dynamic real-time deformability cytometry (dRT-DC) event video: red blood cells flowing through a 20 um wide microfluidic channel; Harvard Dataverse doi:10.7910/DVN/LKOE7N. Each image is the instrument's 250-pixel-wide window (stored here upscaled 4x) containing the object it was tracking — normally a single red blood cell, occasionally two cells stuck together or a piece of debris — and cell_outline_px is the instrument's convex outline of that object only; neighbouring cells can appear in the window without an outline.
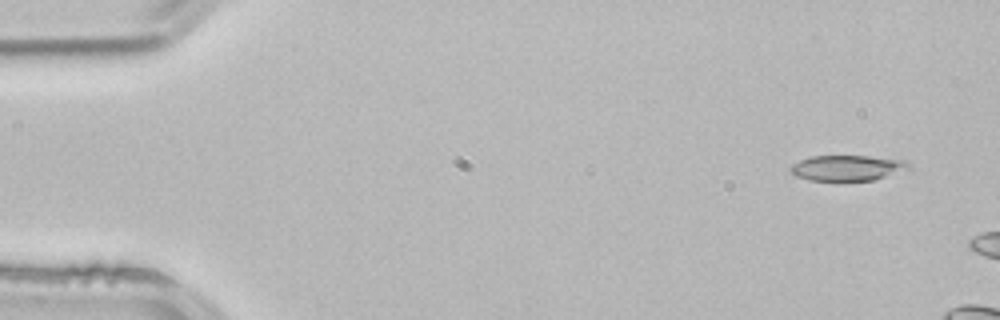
{"species": "common noctule bat (a hibernating species)", "species_latin": "Nyctalus noctula", "temperature_condition": "room temperature", "stored_images_in_passage": 4, "camera_frame_rate_fps": 3000, "um_per_image_px": 0.085, "animal": {"sex": "male", "body_mass_g": 21.5, "forearm_length_mm": 52.0}, "frame": {"image": 1, "passage_image": 1, "time_ms": 0.0, "image_size_px": [1000, 320], "cell_outline_px": [[908, 168], [876, 180], [808, 180], [796, 176], [788, 168], [792, 164], [800, 160], [812, 156], [868, 156], [904, 160], [908, 164]], "centroid_in_image_um": [71.96, 14.27], "position_along_channel_um": 13.0, "area_um2": 17.28}}